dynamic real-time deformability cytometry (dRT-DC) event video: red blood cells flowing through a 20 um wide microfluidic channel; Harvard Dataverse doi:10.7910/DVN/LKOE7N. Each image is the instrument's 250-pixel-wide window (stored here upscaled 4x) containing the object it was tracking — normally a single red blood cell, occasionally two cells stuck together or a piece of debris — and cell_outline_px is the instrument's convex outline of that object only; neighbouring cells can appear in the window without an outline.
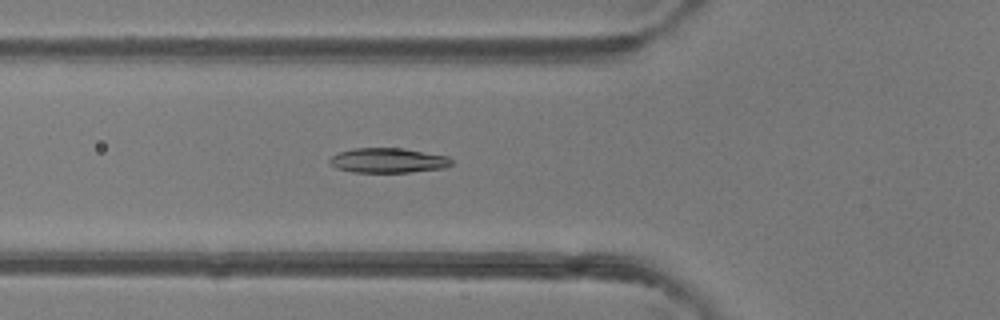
{"species": "common noctule bat (a hibernating species)", "species_latin": "Nyctalus noctula", "temperature_condition": "room temperature", "stored_images_in_passage": 48, "camera_frame_rate_fps": 3000, "um_per_image_px": 0.085, "animal": {"sex": "female"}, "frame": {"image": 1, "passage_image": 17, "time_ms": 5.333, "image_size_px": [1000, 320], "cell_outline_px": [[452, 164], [444, 168], [412, 172], [352, 172], [336, 168], [328, 160], [332, 156], [340, 152], [352, 148], [404, 148], [448, 156], [452, 160]], "centroid_in_image_um": [33.0, 13.63], "position_along_channel_um": 92.8, "area_um2": 17.63}}
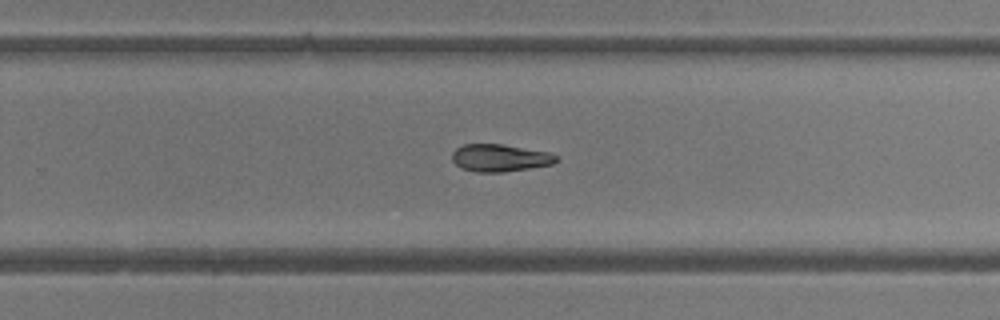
{"frame": {"image": 2, "passage_image": 31, "time_ms": 10.0, "image_size_px": [1000, 320], "cell_outline_px": [[556, 160], [552, 164], [532, 168], [504, 172], [476, 172], [460, 168], [452, 160], [452, 152], [456, 148], [464, 144], [500, 144], [548, 152], [556, 156]], "centroid_in_image_um": [42.44, 13.43], "position_along_channel_um": 287.4, "area_um2": 16.53}}
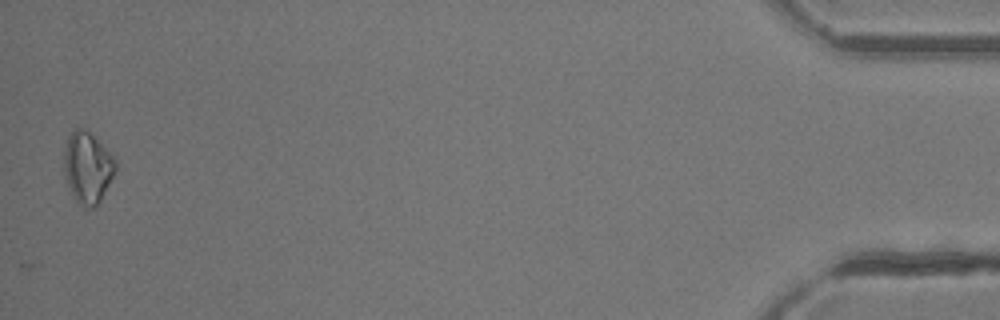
{"frame": {"image": 3, "passage_image": 48, "time_ms": 15.667, "image_size_px": [1000, 320], "cell_outline_px": [[116, 172], [100, 200], [92, 208], [88, 208], [76, 200], [72, 196], [64, 176], [64, 152], [68, 136], [76, 128], [84, 128], [116, 160]], "centroid_in_image_um": [7.42, 14.26], "position_along_channel_um": 427.8, "area_um2": 20.98}, "authors_computed_cell_mechanics": {"area_um2": 17.34, "velocity_mm_per_s": 4.1692, "shape_relaxation_time_tau1_ms": 2.5058, "shape_relaxation_time_tau2_ms": 2.5694, "deformation_change_tau1": 0.0922, "deformation_change_tau2": 0.0741}}